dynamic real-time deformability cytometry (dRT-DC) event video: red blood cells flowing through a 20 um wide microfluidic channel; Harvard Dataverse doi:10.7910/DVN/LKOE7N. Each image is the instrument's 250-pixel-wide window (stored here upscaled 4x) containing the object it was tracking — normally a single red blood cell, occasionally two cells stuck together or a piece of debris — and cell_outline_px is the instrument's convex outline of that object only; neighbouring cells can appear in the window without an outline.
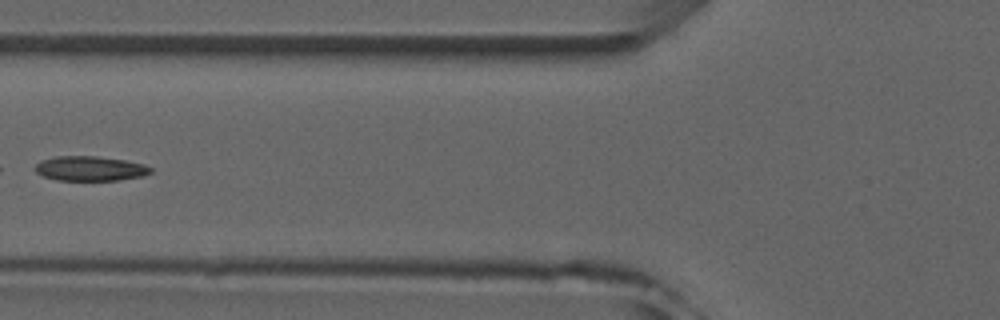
{"species": "common noctule bat (a hibernating species)", "species_latin": "Nyctalus noctula", "temperature_condition": "room temperature", "stored_images_in_passage": 6, "camera_frame_rate_fps": 3000, "um_per_image_px": 0.085, "animal": {"sex": "male", "forearm_length_mm": 52.5}, "frame": {"image": 1, "passage_image": 5, "time_ms": 5.333, "image_size_px": [1000, 320], "cell_outline_px": [[152, 172], [144, 176], [116, 180], [56, 180], [44, 176], [36, 172], [32, 168], [40, 160], [56, 156], [96, 156], [124, 160], [144, 164], [152, 168]], "centroid_in_image_um": [7.64, 14.32], "position_along_channel_um": 118.2, "area_um2": 16.7}}
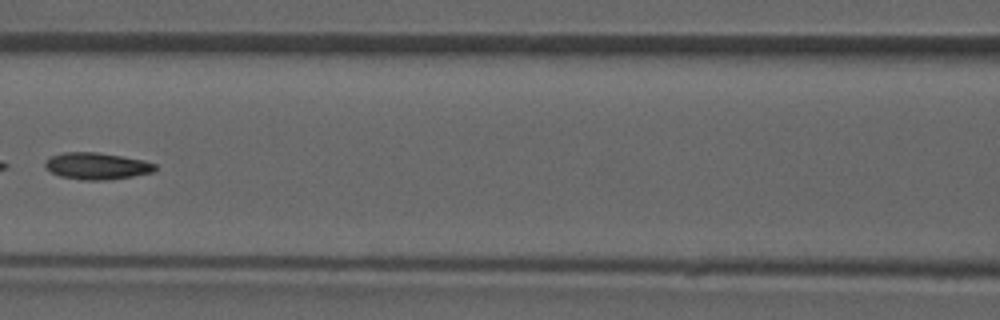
{"frame": {"image": 2, "passage_image": 6, "time_ms": 6.333, "image_size_px": [1000, 320], "cell_outline_px": [[156, 168], [152, 172], [112, 180], [84, 180], [60, 176], [52, 172], [44, 164], [44, 160], [52, 156], [64, 152], [96, 152], [144, 160], [156, 164]], "centroid_in_image_um": [8.23, 14.11], "position_along_channel_um": 158.4, "area_um2": 17.05}}